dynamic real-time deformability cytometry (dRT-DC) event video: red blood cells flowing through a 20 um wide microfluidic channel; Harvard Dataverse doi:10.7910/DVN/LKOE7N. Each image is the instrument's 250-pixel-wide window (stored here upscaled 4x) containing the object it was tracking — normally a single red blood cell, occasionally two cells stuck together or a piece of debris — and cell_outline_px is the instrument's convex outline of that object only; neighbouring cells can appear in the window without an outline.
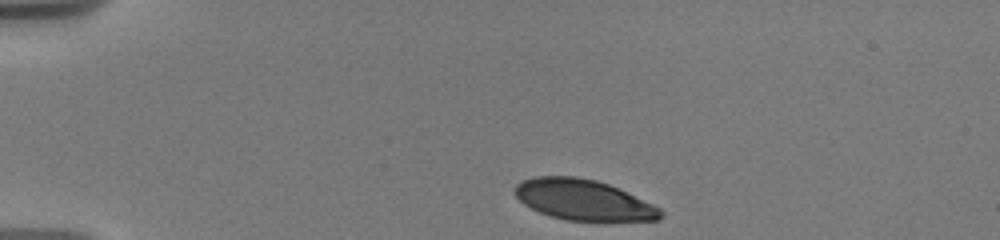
{"species": "human", "species_latin": "Homo sapiens", "temperature_condition": "warm", "stored_images_in_passage": 10, "camera_frame_rate_fps": 3000, "um_per_image_px": 0.085, "donor": {"sex": "male"}, "frame": {"image": 1, "passage_image": 1, "time_ms": 0.0, "image_size_px": [1000, 240], "cell_outline_px": [[664, 216], [656, 220], [564, 220], [540, 212], [524, 204], [512, 192], [516, 184], [520, 180], [536, 176], [576, 176], [596, 180], [608, 184], [652, 204], [660, 208], [664, 212]], "centroid_in_image_um": [49.54, 16.97], "position_along_channel_um": 35.5, "area_um2": 34.22}}
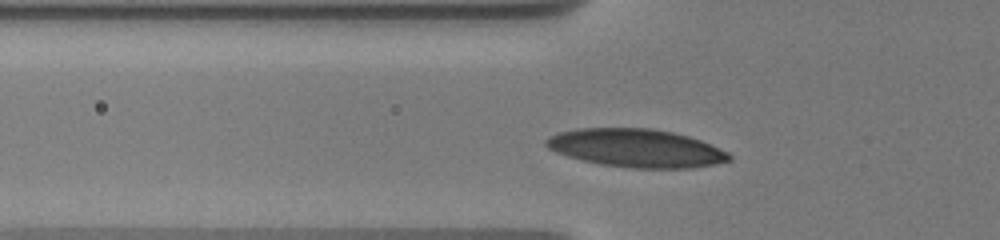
{"frame": {"image": 2, "passage_image": 9, "time_ms": 2.667, "image_size_px": [1000, 240], "cell_outline_px": [[732, 160], [692, 168], [632, 168], [600, 164], [568, 156], [556, 152], [548, 148], [544, 144], [544, 140], [548, 136], [560, 132], [576, 128], [652, 128], [672, 132], [688, 136], [700, 140], [728, 152], [732, 156]], "centroid_in_image_um": [54.05, 12.58], "position_along_channel_um": 71.7, "area_um2": 40.69}}